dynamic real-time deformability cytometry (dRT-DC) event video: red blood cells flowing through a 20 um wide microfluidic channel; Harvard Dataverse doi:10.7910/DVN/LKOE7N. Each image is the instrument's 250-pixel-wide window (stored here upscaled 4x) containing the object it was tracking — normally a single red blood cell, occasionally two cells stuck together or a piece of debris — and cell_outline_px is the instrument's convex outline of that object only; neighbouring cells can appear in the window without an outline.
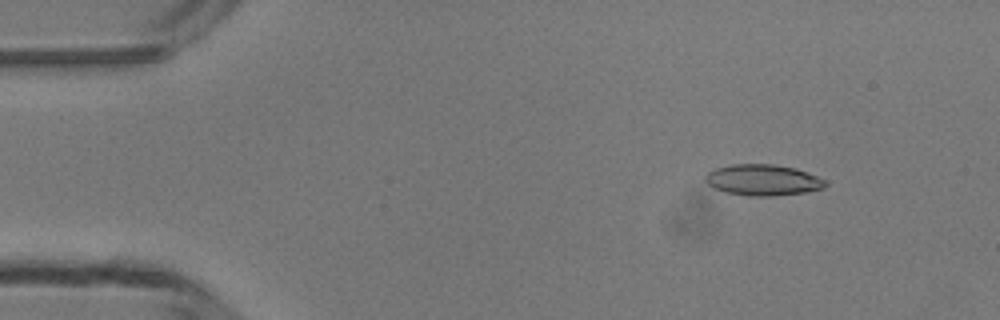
{"species": "common noctule bat (a hibernating species)", "species_latin": "Nyctalus noctula", "temperature_condition": "room temperature", "stored_images_in_passage": 7, "camera_frame_rate_fps": 3000, "um_per_image_px": 0.085, "animal": {"sex": "male", "body_mass_g": 13.3}, "frame": {"image": 1, "passage_image": 6, "time_ms": 1.667, "image_size_px": [1000, 320], "cell_outline_px": [[828, 184], [824, 188], [804, 192], [772, 196], [748, 196], [724, 192], [712, 188], [704, 180], [704, 176], [708, 172], [716, 168], [732, 164], [772, 164], [796, 168], [828, 180]], "centroid_in_image_um": [64.84, 15.3], "position_along_channel_um": 20.2, "area_um2": 21.96}}